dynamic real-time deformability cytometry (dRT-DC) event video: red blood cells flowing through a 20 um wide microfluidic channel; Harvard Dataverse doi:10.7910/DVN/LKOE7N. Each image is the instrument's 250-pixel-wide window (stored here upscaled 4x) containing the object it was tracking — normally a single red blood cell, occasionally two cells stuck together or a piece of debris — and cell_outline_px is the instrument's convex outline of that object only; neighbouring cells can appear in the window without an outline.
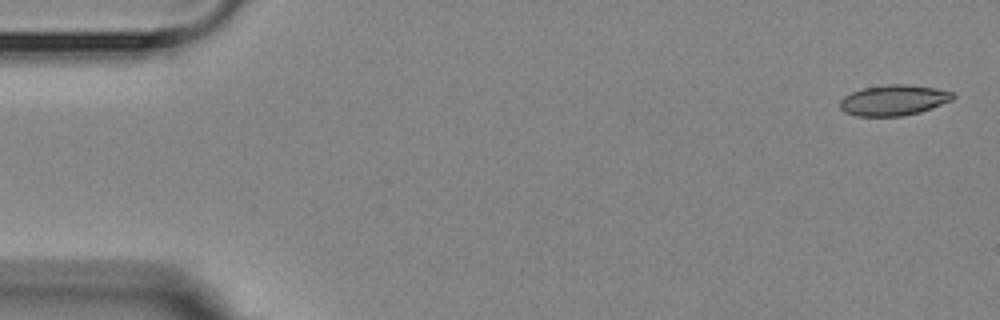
{"species": "Egyptian fruit bat (a non-hibernating species)", "species_latin": "Rousettus aegyptiacus", "temperature_condition": "room temperature", "stored_images_in_passage": 5, "camera_frame_rate_fps": 3000, "um_per_image_px": 0.085, "animal": {"sex": "female"}, "frame": {"image": 1, "passage_image": 1, "time_ms": 0.0, "image_size_px": [1000, 320], "cell_outline_px": [[956, 96], [952, 100], [932, 108], [920, 112], [900, 116], [856, 116], [844, 112], [840, 108], [840, 100], [844, 96], [852, 92], [864, 88], [892, 84], [904, 84], [936, 88], [952, 92]], "centroid_in_image_um": [75.96, 8.52], "position_along_channel_um": 9.0, "area_um2": 20.06}}